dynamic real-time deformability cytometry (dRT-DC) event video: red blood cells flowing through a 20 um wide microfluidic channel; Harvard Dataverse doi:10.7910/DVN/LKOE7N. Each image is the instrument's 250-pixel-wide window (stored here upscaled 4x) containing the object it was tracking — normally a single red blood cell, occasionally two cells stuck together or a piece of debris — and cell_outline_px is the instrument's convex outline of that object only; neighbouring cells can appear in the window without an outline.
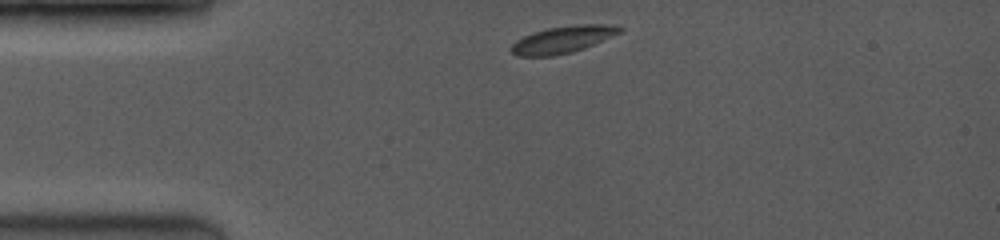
{"species": "common noctule bat (a hibernating species)", "species_latin": "Nyctalus noctula", "temperature_condition": "room temperature", "stored_images_in_passage": 25, "camera_frame_rate_fps": 3500, "um_per_image_px": 0.085, "animal": {"sex": "female", "body_mass_g": 19.0, "forearm_length_mm": 53.3}, "frame": {"image": 1, "passage_image": 1, "time_ms": 0.0, "image_size_px": [1000, 240], "cell_outline_px": [[624, 28], [620, 32], [584, 48], [572, 52], [552, 56], [516, 56], [508, 48], [516, 40], [524, 36], [548, 28], [580, 24], [600, 24]], "centroid_in_image_um": [47.77, 3.38], "position_along_channel_um": 37.2, "area_um2": 16.7}}
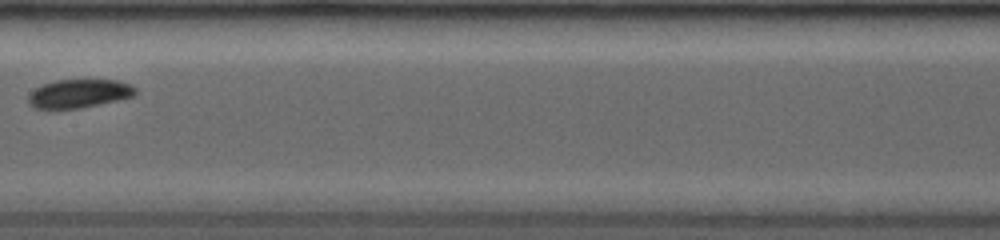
{"frame": {"image": 2, "passage_image": 14, "time_ms": 4.857, "image_size_px": [1000, 240], "cell_outline_px": [[136, 96], [100, 104], [80, 108], [36, 108], [28, 104], [28, 96], [36, 88], [44, 84], [56, 80], [116, 80], [128, 84], [136, 88]], "centroid_in_image_um": [6.74, 7.95], "position_along_channel_um": 200.7, "area_um2": 17.63}}
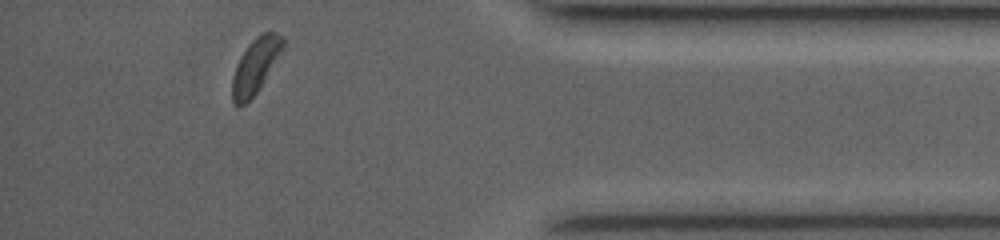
{"frame": {"image": 3, "passage_image": 25, "time_ms": 10.571, "image_size_px": [1000, 240], "cell_outline_px": [[284, 48], [256, 92], [244, 104], [236, 104], [232, 100], [232, 76], [236, 64], [240, 56], [248, 44], [260, 32], [276, 32], [284, 36]], "centroid_in_image_um": [21.71, 5.52], "position_along_channel_um": 413.5, "area_um2": 16.01}, "authors_computed_cell_mechanics": {"area_um2": 17.5134, "velocity_mm_per_s": 4.064, "shape_relaxation_time_tau1_ms": 1.8524, "shape_relaxation_time_tau2_ms": null, "deformation_change_tau1": 0.0765, "deformation_change_tau2": null}}